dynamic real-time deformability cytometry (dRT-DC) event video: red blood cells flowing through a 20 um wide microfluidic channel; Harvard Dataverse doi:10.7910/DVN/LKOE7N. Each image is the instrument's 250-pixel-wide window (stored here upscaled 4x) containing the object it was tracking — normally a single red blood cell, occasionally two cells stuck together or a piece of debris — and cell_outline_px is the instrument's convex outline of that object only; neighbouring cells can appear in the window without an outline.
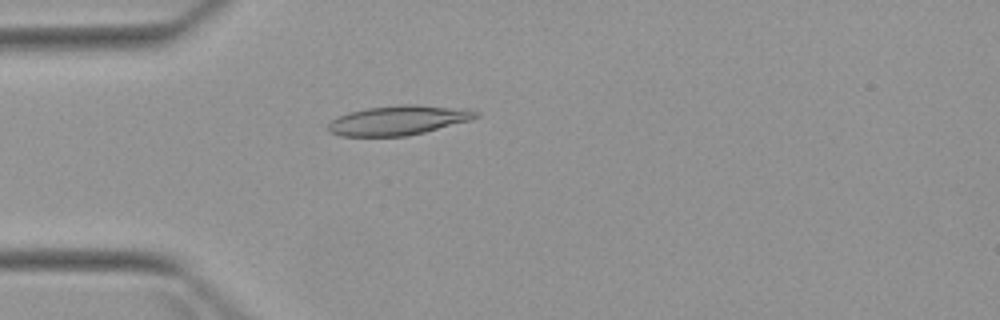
{"species": "Egyptian fruit bat (a non-hibernating species)", "species_latin": "Rousettus aegyptiacus", "temperature_condition": "warm", "stored_images_in_passage": 2, "camera_frame_rate_fps": 3000, "um_per_image_px": 0.085, "animal": {"sex": "female"}, "frame": {"image": 1, "passage_image": 2, "time_ms": 1.333, "image_size_px": [1000, 320], "cell_outline_px": [[480, 116], [472, 120], [424, 132], [404, 136], [340, 136], [328, 132], [328, 124], [336, 116], [348, 112], [368, 108], [400, 104], [416, 104], [472, 108], [480, 112]], "centroid_in_image_um": [33.92, 10.2], "position_along_channel_um": 51.1, "area_um2": 25.89}}